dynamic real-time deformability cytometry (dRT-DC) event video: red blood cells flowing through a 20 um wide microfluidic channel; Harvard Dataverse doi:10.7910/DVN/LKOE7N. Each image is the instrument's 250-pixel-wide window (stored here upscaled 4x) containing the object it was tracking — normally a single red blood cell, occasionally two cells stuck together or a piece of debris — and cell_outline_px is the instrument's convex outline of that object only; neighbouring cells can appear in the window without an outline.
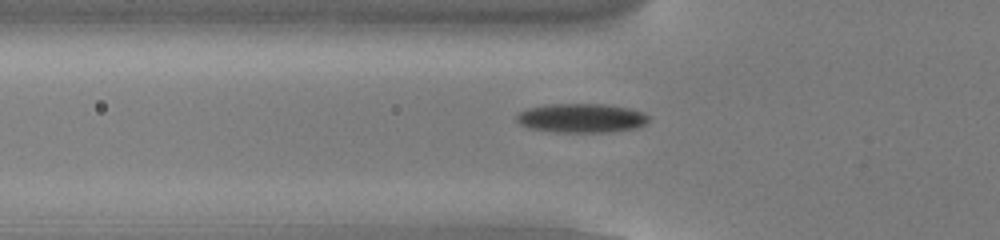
{"species": "common noctule bat (a hibernating species)", "species_latin": "Nyctalus noctula", "temperature_condition": "cold", "stored_images_in_passage": 44, "camera_frame_rate_fps": 3000, "um_per_image_px": 0.085, "animal": {"sex": "male", "body_mass_g": 13.0, "forearm_length_mm": 53.1}, "frame": {"image": 1, "passage_image": 9, "time_ms": 2.667, "image_size_px": [1000, 240], "cell_outline_px": [[652, 120], [636, 128], [608, 132], [552, 132], [528, 128], [520, 124], [516, 120], [516, 116], [520, 112], [528, 108], [548, 104], [600, 104], [628, 108], [640, 112], [648, 116]], "centroid_in_image_um": [49.39, 10.05], "position_along_channel_um": 76.4, "area_um2": 22.37}}
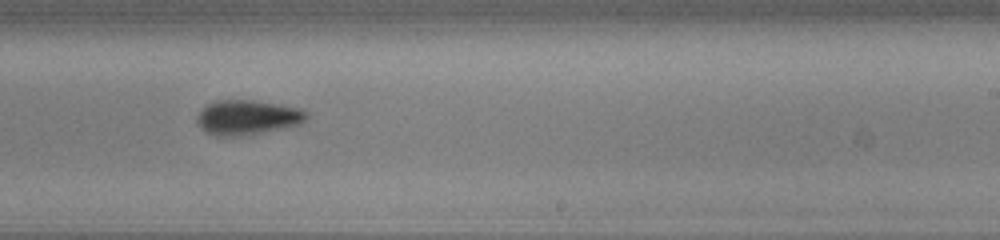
{"frame": {"image": 2, "passage_image": 24, "time_ms": 7.667, "image_size_px": [1000, 240], "cell_outline_px": [[308, 116], [300, 124], [252, 136], [216, 136], [204, 132], [196, 124], [196, 116], [208, 104], [216, 100], [252, 100], [300, 108], [308, 112]], "centroid_in_image_um": [21.01, 10.01], "position_along_channel_um": 268.0, "area_um2": 22.54}}
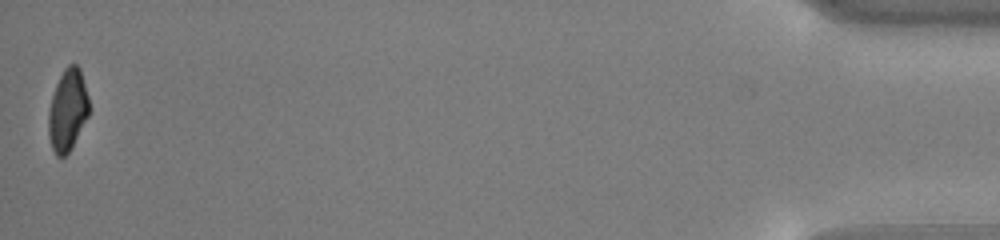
{"frame": {"image": 3, "passage_image": 44, "time_ms": 14.333, "image_size_px": [1000, 240], "cell_outline_px": [[88, 116], [68, 152], [64, 156], [56, 156], [52, 148], [48, 136], [48, 112], [52, 96], [56, 84], [64, 68], [68, 64], [76, 64], [80, 68], [88, 96]], "centroid_in_image_um": [5.73, 9.33], "position_along_channel_um": 429.5, "area_um2": 19.07}, "authors_computed_cell_mechanics": {"area_um2": 21.5883, "velocity_mm_per_s": 3.8296, "shape_relaxation_time_tau1_ms": 3.0245, "shape_relaxation_time_tau2_ms": 8.3038, "deformation_change_tau1": 0.1228, "deformation_change_tau2": 0.144}}